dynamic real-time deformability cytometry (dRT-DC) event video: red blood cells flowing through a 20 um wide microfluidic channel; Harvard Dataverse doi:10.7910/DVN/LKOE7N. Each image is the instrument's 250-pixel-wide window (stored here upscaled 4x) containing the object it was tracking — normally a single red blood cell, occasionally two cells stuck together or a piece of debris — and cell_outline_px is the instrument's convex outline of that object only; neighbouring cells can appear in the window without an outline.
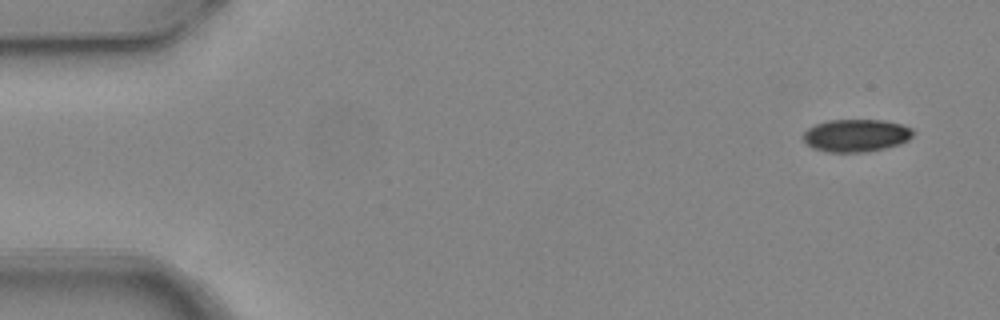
{"species": "common noctule bat (a hibernating species)", "species_latin": "Nyctalus noctula", "temperature_condition": "warm", "stored_images_in_passage": 6, "camera_frame_rate_fps": 3000, "um_per_image_px": 0.085, "animal": {"sex": "female", "body_mass_g": 24.6, "forearm_length_mm": 56.2}, "frame": {"image": 1, "passage_image": 1, "time_ms": 0.0, "image_size_px": [1000, 320], "cell_outline_px": [[916, 132], [908, 140], [900, 144], [884, 148], [864, 152], [828, 152], [812, 148], [804, 140], [804, 132], [808, 128], [816, 124], [828, 120], [884, 120], [900, 124], [912, 128]], "centroid_in_image_um": [72.79, 11.51], "position_along_channel_um": 12.2, "area_um2": 20.87}}
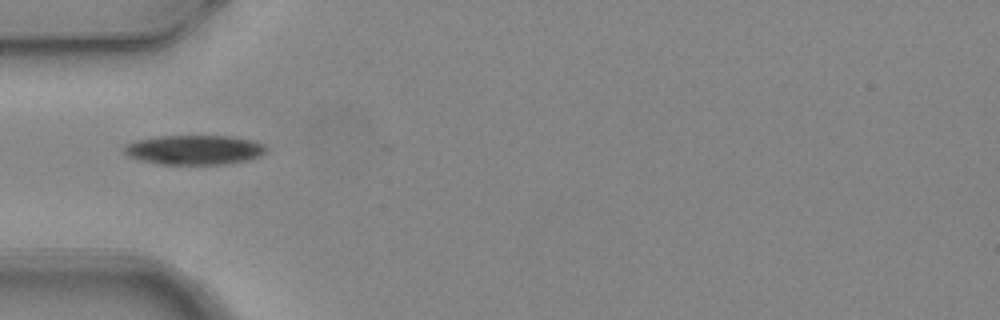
{"frame": {"image": 2, "passage_image": 5, "time_ms": 1.333, "image_size_px": [1000, 320], "cell_outline_px": [[268, 152], [260, 156], [248, 160], [224, 164], [160, 164], [140, 160], [128, 156], [124, 152], [124, 144], [136, 140], [160, 136], [228, 136], [252, 140], [264, 144], [268, 148]], "centroid_in_image_um": [16.54, 12.73], "position_along_channel_um": 68.5, "area_um2": 24.57}}
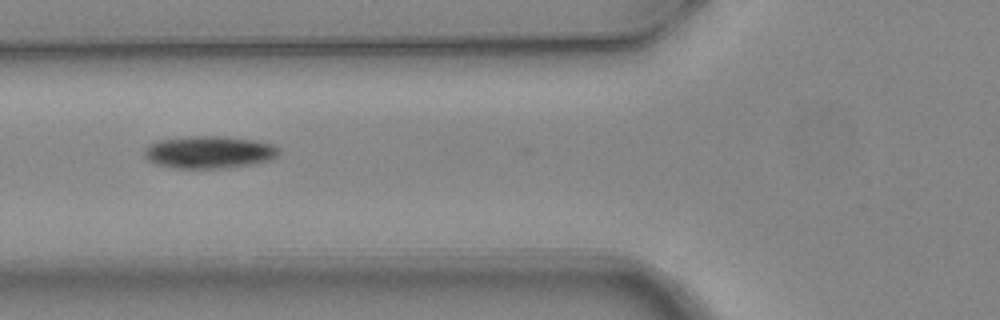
{"frame": {"image": 3, "passage_image": 6, "time_ms": 1.667, "image_size_px": [1000, 320], "cell_outline_px": [[280, 152], [272, 160], [252, 164], [224, 168], [176, 168], [156, 164], [148, 160], [144, 156], [144, 148], [148, 144], [156, 140], [188, 136], [220, 136], [256, 140], [276, 144], [280, 148]], "centroid_in_image_um": [17.79, 12.92], "position_along_channel_um": 108.0, "area_um2": 25.78}}